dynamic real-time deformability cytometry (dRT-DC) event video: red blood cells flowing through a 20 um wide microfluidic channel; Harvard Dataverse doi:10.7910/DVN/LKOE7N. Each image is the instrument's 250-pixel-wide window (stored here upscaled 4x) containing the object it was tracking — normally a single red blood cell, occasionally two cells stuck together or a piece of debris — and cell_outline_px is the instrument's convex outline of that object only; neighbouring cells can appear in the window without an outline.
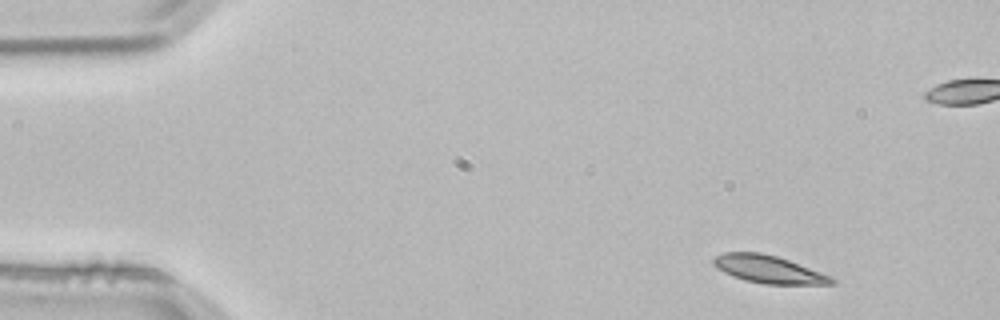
{"species": "common noctule bat (a hibernating species)", "species_latin": "Nyctalus noctula", "temperature_condition": "room temperature", "stored_images_in_passage": 4, "camera_frame_rate_fps": 3000, "um_per_image_px": 0.085, "animal": {"sex": "male", "body_mass_g": 21.5, "forearm_length_mm": 52.0}, "frame": {"image": 1, "passage_image": 1, "time_ms": 0.0, "image_size_px": [1000, 320], "cell_outline_px": [[836, 284], [764, 284], [744, 280], [732, 276], [716, 268], [712, 264], [712, 260], [716, 256], [724, 252], [760, 252], [776, 256], [788, 260], [832, 276], [836, 280]], "centroid_in_image_um": [65.32, 22.89], "position_along_channel_um": 19.7, "area_um2": 19.07}}